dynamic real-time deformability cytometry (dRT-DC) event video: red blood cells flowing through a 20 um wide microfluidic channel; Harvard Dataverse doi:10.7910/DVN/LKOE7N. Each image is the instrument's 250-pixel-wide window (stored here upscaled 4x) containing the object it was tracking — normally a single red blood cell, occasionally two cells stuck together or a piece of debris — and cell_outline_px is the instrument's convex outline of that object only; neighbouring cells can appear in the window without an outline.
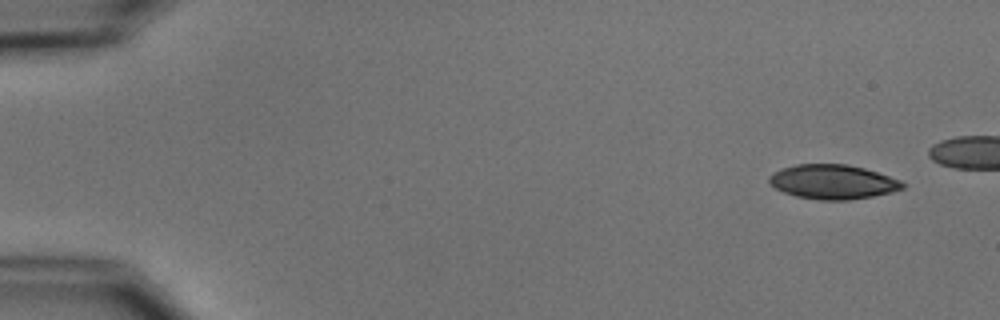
{"species": "common noctule bat (a hibernating species)", "species_latin": "Nyctalus noctula", "temperature_condition": "cold", "stored_images_in_passage": 45, "camera_frame_rate_fps": 3000, "um_per_image_px": 0.085, "animal": {"sex": "male", "body_mass_g": 15.6}, "frame": {"image": 1, "passage_image": 1, "time_ms": 0.0, "image_size_px": [1000, 320], "cell_outline_px": [[904, 188], [892, 192], [872, 196], [848, 200], [820, 200], [796, 196], [784, 192], [776, 188], [768, 180], [768, 176], [772, 172], [796, 164], [848, 164], [864, 168], [900, 180], [904, 184]], "centroid_in_image_um": [70.78, 15.45], "position_along_channel_um": 14.2, "area_um2": 26.59}}
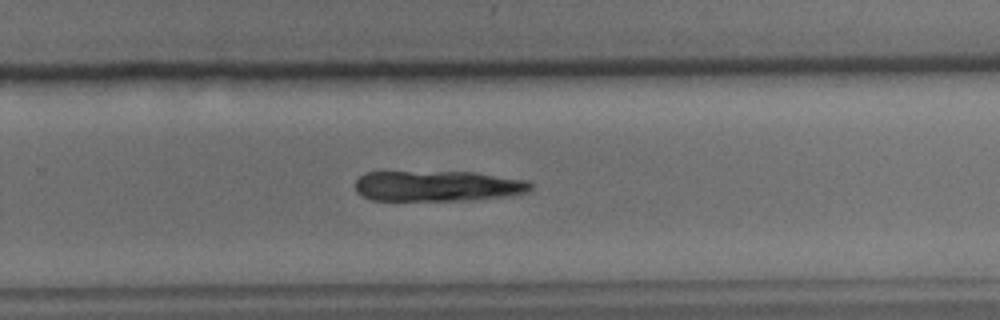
{"frame": {"image": 2, "passage_image": 33, "time_ms": 10.667, "image_size_px": [1000, 320], "cell_outline_px": [[532, 188], [528, 192], [504, 196], [472, 200], [372, 200], [360, 196], [356, 192], [356, 180], [364, 172], [476, 172], [528, 180], [532, 184]], "centroid_in_image_um": [37.2, 15.81], "position_along_channel_um": 292.6, "area_um2": 31.44}}
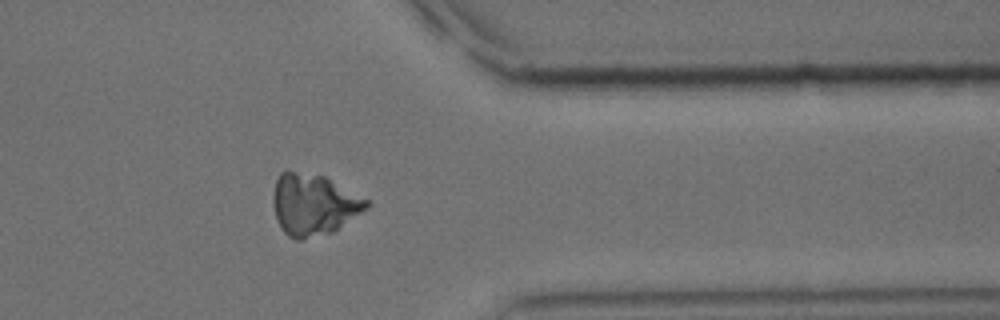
{"frame": {"image": 3, "passage_image": 41, "time_ms": 13.333, "image_size_px": [1000, 320], "cell_outline_px": [[372, 204], [368, 208], [332, 232], [304, 240], [296, 240], [288, 236], [280, 228], [276, 220], [272, 200], [272, 196], [276, 180], [280, 172], [288, 168], [324, 176], [368, 200]], "centroid_in_image_um": [26.61, 17.37], "position_along_channel_um": 384.8, "area_um2": 33.81}}